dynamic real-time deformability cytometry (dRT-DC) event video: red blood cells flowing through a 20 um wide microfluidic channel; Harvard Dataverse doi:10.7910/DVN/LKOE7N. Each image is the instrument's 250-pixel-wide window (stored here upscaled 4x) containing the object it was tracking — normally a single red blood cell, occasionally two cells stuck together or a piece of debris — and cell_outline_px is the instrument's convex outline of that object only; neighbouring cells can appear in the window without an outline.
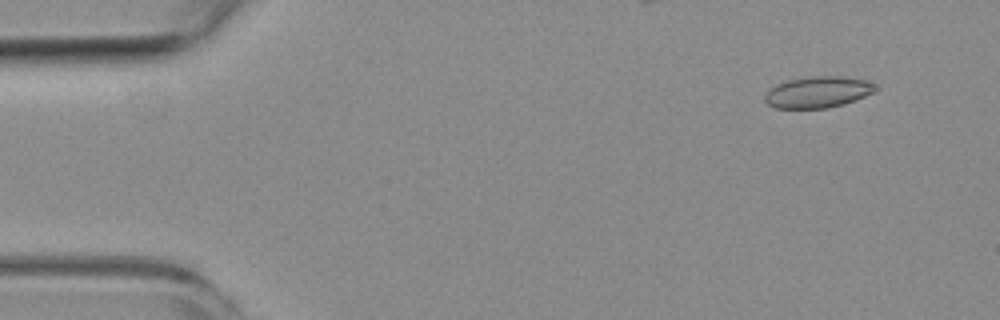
{"species": "common noctule bat (a hibernating species)", "species_latin": "Nyctalus noctula", "temperature_condition": "room temperature", "stored_images_in_passage": 5, "camera_frame_rate_fps": 3000, "um_per_image_px": 0.085, "animal": {"sex": "female", "body_mass_g": 19.3, "forearm_length_mm": 54.1}, "frame": {"image": 1, "passage_image": 2, "time_ms": 1.333, "image_size_px": [1000, 320], "cell_outline_px": [[880, 88], [876, 92], [856, 100], [844, 104], [828, 108], [776, 108], [768, 104], [764, 100], [764, 96], [768, 88], [784, 80], [812, 76], [840, 76], [864, 80], [876, 84]], "centroid_in_image_um": [69.53, 7.82], "position_along_channel_um": 15.5, "area_um2": 20.58}}
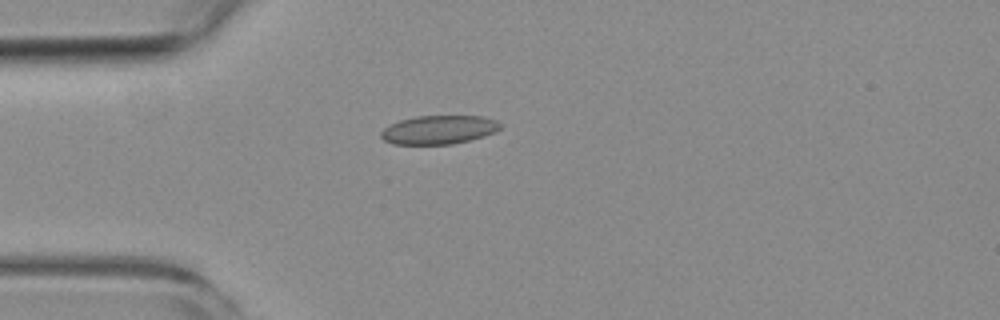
{"frame": {"image": 2, "passage_image": 5, "time_ms": 4.667, "image_size_px": [1000, 320], "cell_outline_px": [[504, 124], [496, 132], [484, 136], [452, 144], [392, 144], [384, 140], [380, 136], [380, 132], [388, 124], [400, 120], [416, 116], [484, 116], [496, 120]], "centroid_in_image_um": [37.31, 11.02], "position_along_channel_um": 47.7, "area_um2": 20.11}}